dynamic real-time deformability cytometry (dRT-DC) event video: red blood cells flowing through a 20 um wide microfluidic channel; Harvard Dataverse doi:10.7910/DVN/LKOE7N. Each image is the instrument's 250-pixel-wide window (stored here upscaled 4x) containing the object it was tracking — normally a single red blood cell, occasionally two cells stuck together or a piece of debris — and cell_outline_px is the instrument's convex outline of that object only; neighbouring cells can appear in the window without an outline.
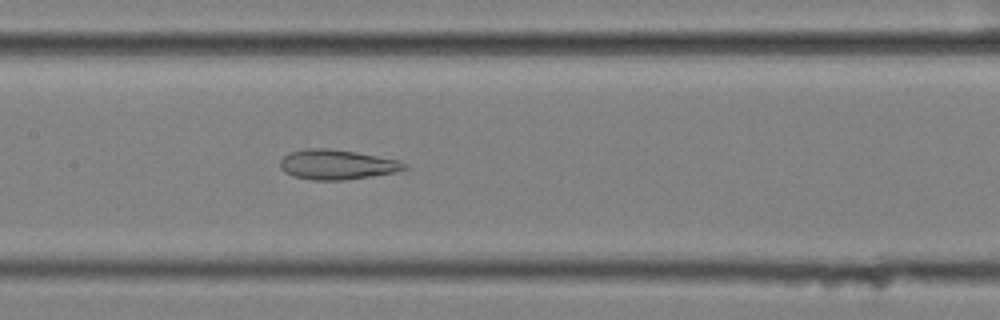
{"species": "common noctule bat (a hibernating species)", "species_latin": "Nyctalus noctula", "temperature_condition": "cold", "stored_images_in_passage": 57, "camera_frame_rate_fps": 3000, "um_per_image_px": 0.085, "animal": {"sex": "female", "body_mass_g": 25.1}, "frame": {"image": 1, "passage_image": 28, "time_ms": 9.0, "image_size_px": [1000, 320], "cell_outline_px": [[408, 168], [396, 172], [344, 180], [312, 180], [292, 176], [284, 172], [280, 168], [280, 160], [284, 156], [292, 152], [308, 148], [332, 148], [356, 152], [400, 160], [408, 164]], "centroid_in_image_um": [28.65, 13.99], "position_along_channel_um": 178.7, "area_um2": 21.73}}
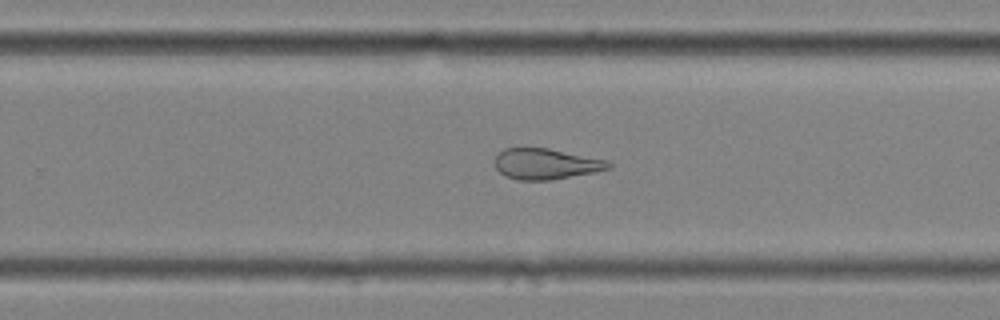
{"frame": {"image": 2, "passage_image": 37, "time_ms": 12.0, "image_size_px": [1000, 320], "cell_outline_px": [[612, 168], [596, 172], [548, 180], [516, 180], [504, 176], [496, 168], [496, 156], [504, 148], [548, 148], [608, 160], [612, 164]], "centroid_in_image_um": [46.43, 13.94], "position_along_channel_um": 283.4, "area_um2": 20.4}}
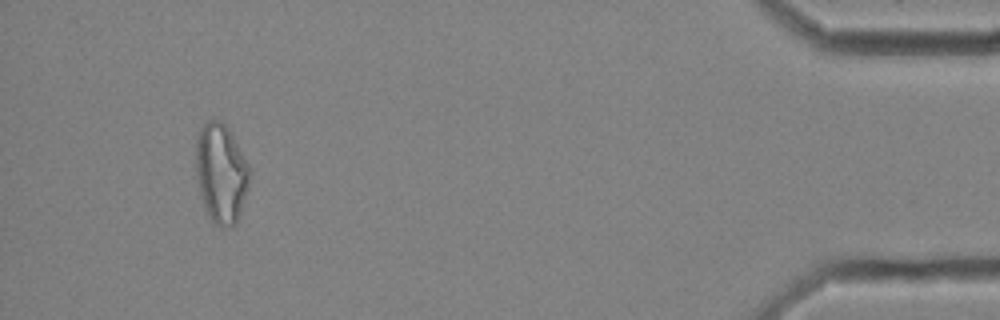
{"frame": {"image": 3, "passage_image": 54, "time_ms": 17.667, "image_size_px": [1000, 320], "cell_outline_px": [[252, 172], [240, 212], [236, 224], [212, 224], [204, 208], [200, 192], [196, 172], [196, 136], [200, 128], [212, 116], [220, 120], [228, 128], [248, 164]], "centroid_in_image_um": [18.77, 14.67], "position_along_channel_um": 416.4, "area_um2": 30.98}, "authors_computed_cell_mechanics": {"area_um2": 27.5128, "velocity_mm_per_s": 3.5011, "shape_relaxation_time_tau1_ms": null, "shape_relaxation_time_tau2_ms": 3.7993, "deformation_change_tau1": null, "deformation_change_tau2": 0.1427}}